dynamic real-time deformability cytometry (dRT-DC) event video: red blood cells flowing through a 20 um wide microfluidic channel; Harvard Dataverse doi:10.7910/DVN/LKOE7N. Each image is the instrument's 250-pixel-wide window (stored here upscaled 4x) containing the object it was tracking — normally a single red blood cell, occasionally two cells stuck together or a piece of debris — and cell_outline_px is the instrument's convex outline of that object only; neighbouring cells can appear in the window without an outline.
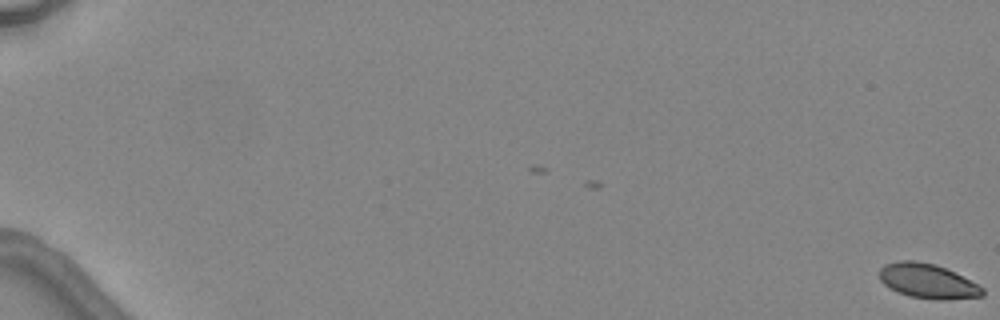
{"species": "common noctule bat (a hibernating species)", "species_latin": "Nyctalus noctula", "temperature_condition": "warm", "stored_images_in_passage": 4, "camera_frame_rate_fps": 3000, "um_per_image_px": 0.085, "animal": {"sex": "female", "body_mass_g": 24.6, "forearm_length_mm": 56.2}, "frame": {"image": 1, "passage_image": 1, "time_ms": 0.0, "image_size_px": [1000, 320], "cell_outline_px": [[984, 296], [944, 300], [936, 300], [908, 296], [888, 288], [880, 280], [880, 268], [884, 264], [896, 260], [916, 260], [936, 264], [980, 284], [984, 288]], "centroid_in_image_um": [78.86, 23.89], "position_along_channel_um": 6.1, "area_um2": 21.15}}
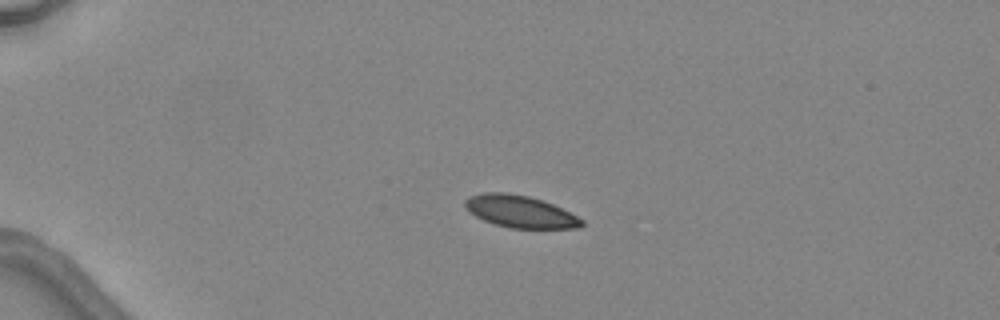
{"frame": {"image": 2, "passage_image": 3, "time_ms": 4.667, "image_size_px": [1000, 320], "cell_outline_px": [[584, 224], [580, 228], [508, 228], [484, 220], [468, 212], [464, 208], [464, 200], [468, 196], [484, 192], [508, 192], [528, 196], [544, 200], [584, 220]], "centroid_in_image_um": [44.17, 17.97], "position_along_channel_um": 40.8, "area_um2": 21.96}}